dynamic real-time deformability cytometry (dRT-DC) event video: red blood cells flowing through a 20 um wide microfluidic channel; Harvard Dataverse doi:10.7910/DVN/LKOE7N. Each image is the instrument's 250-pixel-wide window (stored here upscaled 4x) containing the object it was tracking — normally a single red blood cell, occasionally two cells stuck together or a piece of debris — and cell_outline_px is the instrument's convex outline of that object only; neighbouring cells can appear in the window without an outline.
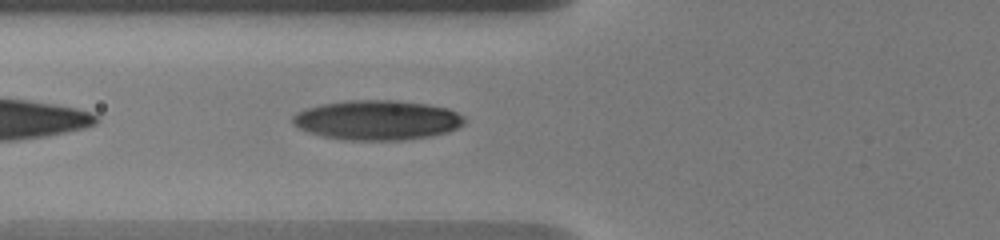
{"species": "human", "species_latin": "Homo sapiens", "temperature_condition": "warm", "stored_images_in_passage": 9, "camera_frame_rate_fps": 3000, "um_per_image_px": 0.085, "donor": {"sex": "male"}, "frame": {"image": 1, "passage_image": 6, "time_ms": 1.333, "image_size_px": [1000, 240], "cell_outline_px": [[464, 124], [448, 132], [432, 136], [404, 140], [344, 140], [324, 136], [308, 132], [292, 124], [292, 116], [296, 112], [304, 108], [320, 104], [348, 100], [396, 100], [428, 104], [448, 108], [464, 116]], "centroid_in_image_um": [32.05, 10.2], "position_along_channel_um": 93.8, "area_um2": 40.06}}